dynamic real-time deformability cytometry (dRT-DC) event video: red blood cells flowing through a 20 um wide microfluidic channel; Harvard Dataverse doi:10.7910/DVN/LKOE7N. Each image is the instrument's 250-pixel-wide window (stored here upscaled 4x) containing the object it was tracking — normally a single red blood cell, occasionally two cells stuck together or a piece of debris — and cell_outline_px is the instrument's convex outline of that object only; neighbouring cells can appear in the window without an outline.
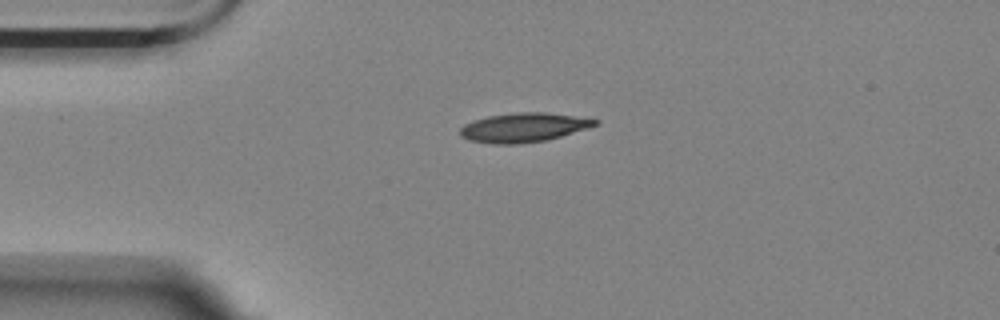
{"species": "Egyptian fruit bat (a non-hibernating species)", "species_latin": "Rousettus aegyptiacus", "temperature_condition": "room temperature", "stored_images_in_passage": 44, "camera_frame_rate_fps": 3000, "um_per_image_px": 0.085, "animal": {"sex": "female"}, "frame": {"image": 1, "passage_image": 1, "time_ms": 0.0, "image_size_px": [1000, 320], "cell_outline_px": [[600, 124], [588, 128], [548, 140], [520, 144], [496, 144], [468, 140], [460, 136], [460, 128], [464, 124], [488, 116], [520, 112], [544, 112], [600, 120]], "centroid_in_image_um": [44.51, 10.85], "position_along_channel_um": 40.5, "area_um2": 22.89}}
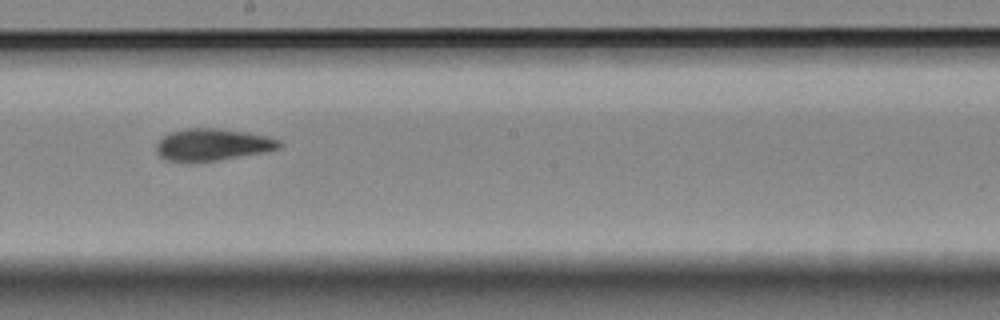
{"frame": {"image": 2, "passage_image": 19, "time_ms": 6.0, "image_size_px": [1000, 320], "cell_outline_px": [[284, 144], [280, 148], [264, 152], [216, 160], [164, 160], [156, 152], [156, 144], [164, 136], [172, 132], [184, 128], [216, 128], [248, 132], [268, 136], [280, 140]], "centroid_in_image_um": [18.11, 12.27], "position_along_channel_um": 230.1, "area_um2": 22.6}}
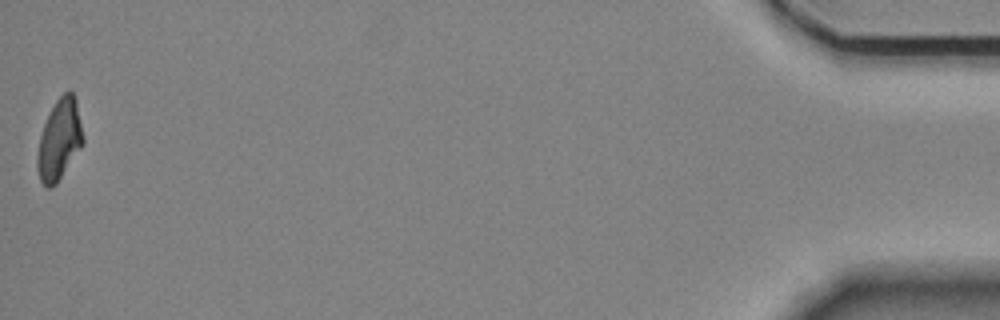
{"frame": {"image": 3, "passage_image": 44, "time_ms": 14.333, "image_size_px": [1000, 320], "cell_outline_px": [[84, 144], [56, 184], [52, 188], [48, 188], [40, 180], [36, 168], [36, 156], [40, 136], [44, 124], [56, 100], [68, 88], [72, 92], [76, 100], [84, 136]], "centroid_in_image_um": [5.05, 11.89], "position_along_channel_um": 430.1, "area_um2": 21.62}, "authors_computed_cell_mechanics": {"area_um2": 22.4553, "velocity_mm_per_s": 3.5453, "shape_relaxation_time_tau1_ms": 4.5541, "shape_relaxation_time_tau2_ms": 3.3481, "deformation_change_tau1": 0.1874, "deformation_change_tau2": 0.12}}